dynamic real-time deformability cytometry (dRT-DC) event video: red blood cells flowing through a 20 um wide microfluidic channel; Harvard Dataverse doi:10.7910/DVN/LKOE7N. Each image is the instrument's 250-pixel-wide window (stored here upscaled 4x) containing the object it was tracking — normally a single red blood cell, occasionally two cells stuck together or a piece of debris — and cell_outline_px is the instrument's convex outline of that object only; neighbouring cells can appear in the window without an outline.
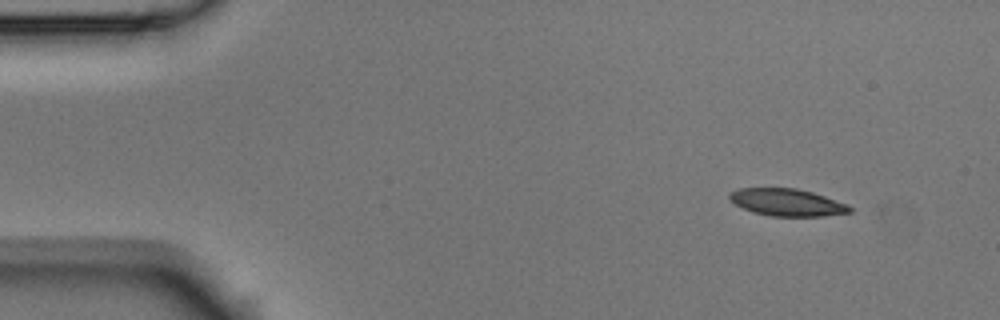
{"species": "Egyptian fruit bat (a non-hibernating species)", "species_latin": "Rousettus aegyptiacus", "temperature_condition": "room temperature", "stored_images_in_passage": 4, "camera_frame_rate_fps": 3000, "um_per_image_px": 0.085, "animal": {"sex": "male"}, "frame": {"image": 1, "passage_image": 1, "time_ms": 0.0, "image_size_px": [1000, 320], "cell_outline_px": [[852, 212], [824, 216], [772, 216], [752, 212], [736, 204], [728, 196], [732, 192], [740, 188], [796, 188], [812, 192], [848, 204], [852, 208]], "centroid_in_image_um": [66.94, 17.2], "position_along_channel_um": 18.1, "area_um2": 18.9}}
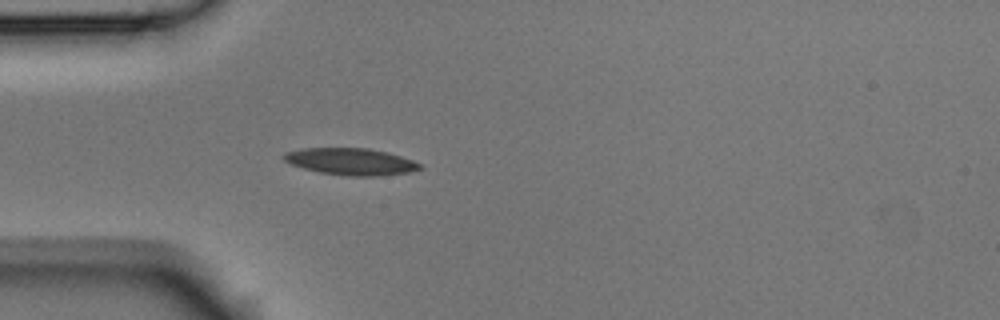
{"frame": {"image": 2, "passage_image": 4, "time_ms": 1.0, "image_size_px": [1000, 320], "cell_outline_px": [[420, 168], [408, 172], [376, 176], [348, 176], [320, 172], [304, 168], [292, 164], [284, 160], [284, 152], [304, 148], [368, 148], [388, 152], [412, 160], [420, 164]], "centroid_in_image_um": [29.8, 13.72], "position_along_channel_um": 55.2, "area_um2": 20.98}}